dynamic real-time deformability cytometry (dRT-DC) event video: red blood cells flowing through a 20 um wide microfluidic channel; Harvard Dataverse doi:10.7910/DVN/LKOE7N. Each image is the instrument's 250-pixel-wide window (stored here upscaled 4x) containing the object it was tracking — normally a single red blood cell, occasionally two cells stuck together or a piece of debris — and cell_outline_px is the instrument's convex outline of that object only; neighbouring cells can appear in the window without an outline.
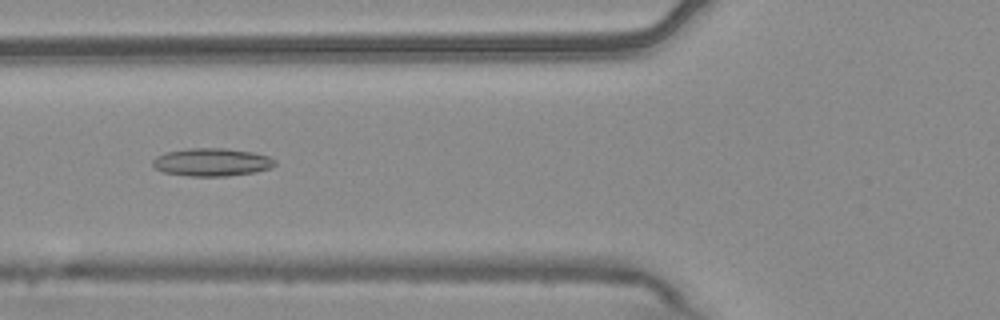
{"species": "common noctule bat (a hibernating species)", "species_latin": "Nyctalus noctula", "temperature_condition": "warm", "stored_images_in_passage": 9, "camera_frame_rate_fps": 3000, "um_per_image_px": 0.085, "animal": {"sex": "male", "body_mass_g": 20.4}, "frame": {"image": 1, "passage_image": 6, "time_ms": 1.667, "image_size_px": [1000, 320], "cell_outline_px": [[276, 164], [272, 168], [256, 172], [228, 176], [188, 176], [164, 172], [156, 168], [152, 164], [152, 160], [156, 156], [164, 152], [188, 148], [224, 148], [252, 152], [268, 156], [276, 160]], "centroid_in_image_um": [18.01, 13.78], "position_along_channel_um": 107.8, "area_um2": 20.06}}
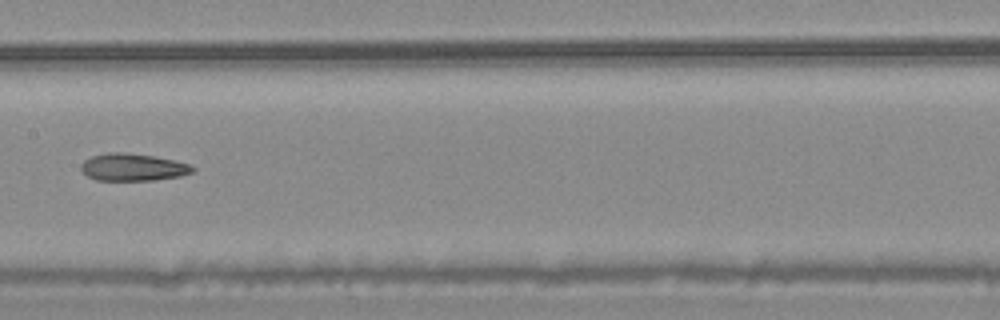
{"frame": {"image": 2, "passage_image": 8, "time_ms": 2.333, "image_size_px": [1000, 320], "cell_outline_px": [[196, 168], [192, 172], [180, 176], [152, 180], [96, 180], [88, 176], [80, 168], [80, 164], [84, 160], [92, 156], [108, 152], [120, 152], [152, 156], [172, 160], [188, 164]], "centroid_in_image_um": [11.26, 14.21], "position_along_channel_um": 196.1, "area_um2": 17.51}}
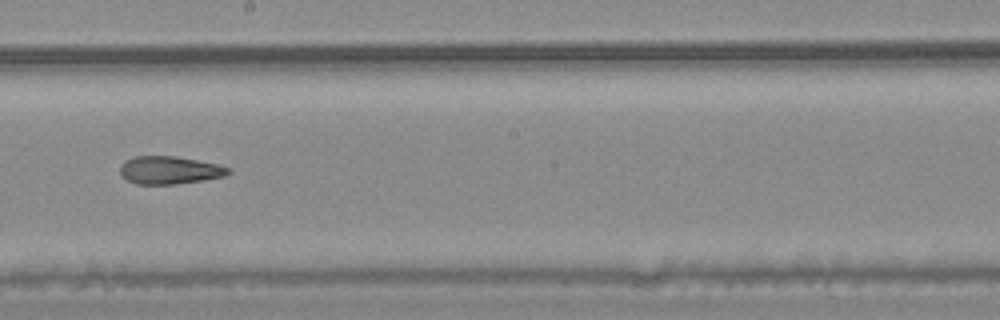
{"frame": {"image": 3, "passage_image": 9, "time_ms": 2.667, "image_size_px": [1000, 320], "cell_outline_px": [[232, 172], [224, 176], [204, 180], [176, 184], [136, 184], [128, 180], [120, 172], [120, 164], [124, 160], [136, 156], [176, 156], [216, 164], [228, 168]], "centroid_in_image_um": [14.39, 14.46], "position_along_channel_um": 233.8, "area_um2": 17.46}}